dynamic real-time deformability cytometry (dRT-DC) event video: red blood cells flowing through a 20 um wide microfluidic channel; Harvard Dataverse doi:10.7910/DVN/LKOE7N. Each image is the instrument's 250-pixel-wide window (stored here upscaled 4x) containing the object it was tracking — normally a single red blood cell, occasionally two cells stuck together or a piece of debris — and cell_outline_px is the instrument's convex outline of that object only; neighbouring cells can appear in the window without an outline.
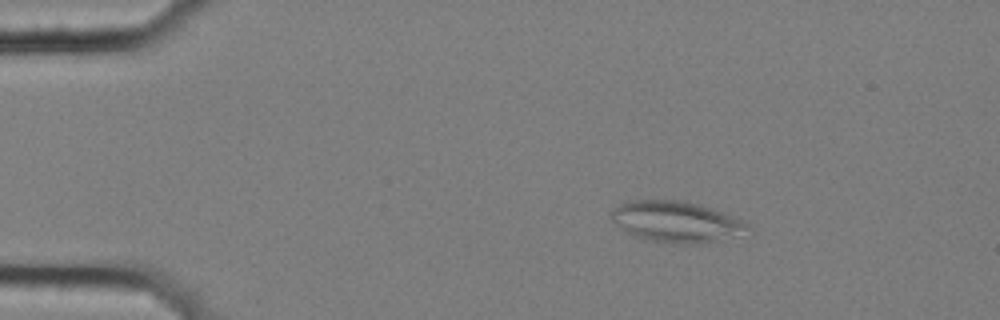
{"species": "common noctule bat (a hibernating species)", "species_latin": "Nyctalus noctula", "temperature_condition": "cold", "stored_images_in_passage": 3, "camera_frame_rate_fps": 3000, "um_per_image_px": 0.085, "animal": {"sex": "female", "body_mass_g": 25.1}, "frame": {"image": 1, "passage_image": 1, "time_ms": 0.0, "image_size_px": [1000, 320], "cell_outline_px": [[752, 228], [720, 240], [700, 244], [680, 244], [644, 240], [628, 232], [612, 220], [608, 216], [608, 212], [620, 204], [632, 200], [684, 200], [700, 204], [712, 208], [732, 216], [748, 224]], "centroid_in_image_um": [57.43, 18.84], "position_along_channel_um": 27.6, "area_um2": 32.48}}